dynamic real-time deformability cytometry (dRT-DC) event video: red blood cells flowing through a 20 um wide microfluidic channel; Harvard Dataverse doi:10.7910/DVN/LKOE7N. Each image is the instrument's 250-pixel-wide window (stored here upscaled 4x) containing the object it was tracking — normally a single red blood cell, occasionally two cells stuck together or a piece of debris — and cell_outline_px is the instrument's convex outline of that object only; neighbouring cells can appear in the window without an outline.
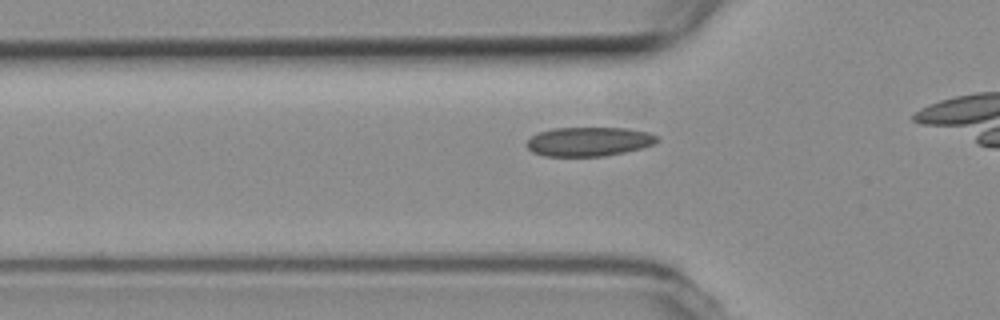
{"species": "common noctule bat (a hibernating species)", "species_latin": "Nyctalus noctula", "temperature_condition": "room temperature", "stored_images_in_passage": 36, "camera_frame_rate_fps": 3000, "um_per_image_px": 0.085, "animal": {"sex": "female", "body_mass_g": 19.3, "forearm_length_mm": 54.1}, "frame": {"image": 1, "passage_image": 10, "time_ms": 3.0, "image_size_px": [1000, 320], "cell_outline_px": [[660, 140], [652, 144], [640, 148], [624, 152], [604, 156], [544, 156], [532, 152], [524, 144], [532, 136], [540, 132], [552, 128], [628, 128], [648, 132], [656, 136]], "centroid_in_image_um": [50.02, 12.03], "position_along_channel_um": 75.8, "area_um2": 22.08}}
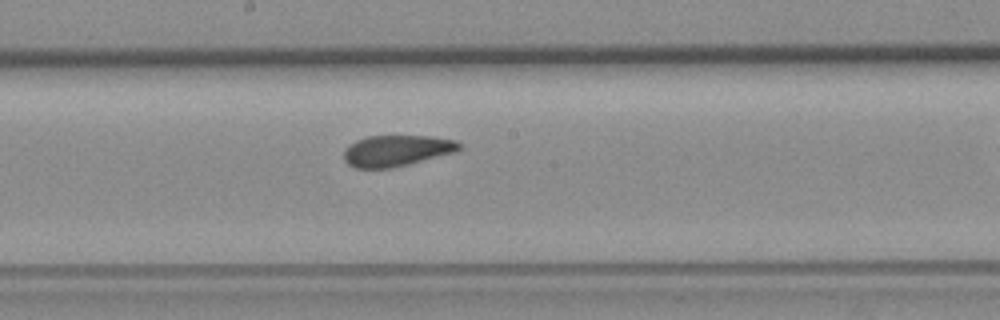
{"frame": {"image": 2, "passage_image": 21, "time_ms": 6.667, "image_size_px": [1000, 320], "cell_outline_px": [[464, 148], [456, 152], [392, 168], [356, 168], [348, 164], [344, 160], [344, 148], [356, 140], [368, 136], [432, 136], [456, 140]], "centroid_in_image_um": [33.73, 12.8], "position_along_channel_um": 214.5, "area_um2": 21.04}}
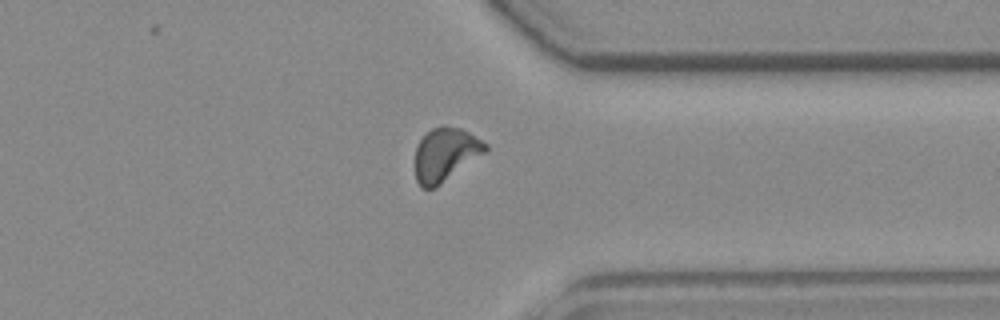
{"frame": {"image": 3, "passage_image": 34, "time_ms": 11.0, "image_size_px": [1000, 320], "cell_outline_px": [[488, 148], [484, 152], [436, 188], [420, 188], [416, 180], [416, 148], [420, 140], [432, 128], [444, 124], [460, 128], [468, 132], [488, 144]], "centroid_in_image_um": [37.84, 13.12], "position_along_channel_um": 373.6, "area_um2": 21.62}}